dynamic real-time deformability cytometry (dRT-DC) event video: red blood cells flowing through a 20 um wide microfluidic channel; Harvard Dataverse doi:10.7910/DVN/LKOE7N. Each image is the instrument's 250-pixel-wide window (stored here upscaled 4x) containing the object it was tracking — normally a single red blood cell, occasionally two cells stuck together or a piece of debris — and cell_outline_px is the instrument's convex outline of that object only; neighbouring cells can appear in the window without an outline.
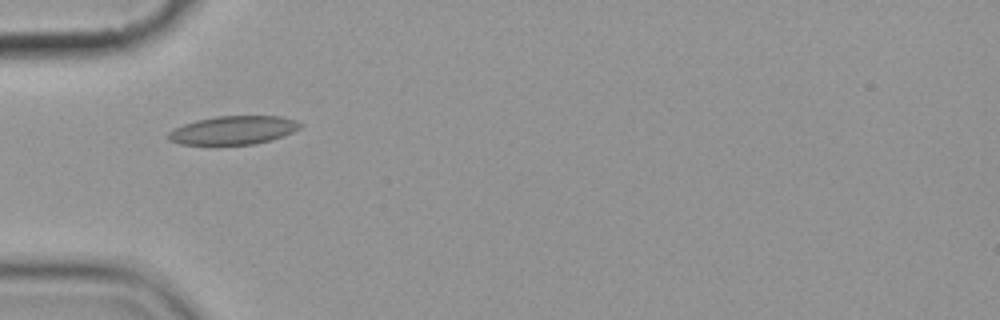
{"species": "common noctule bat (a hibernating species)", "species_latin": "Nyctalus noctula", "temperature_condition": "cold", "stored_images_in_passage": 15, "camera_frame_rate_fps": 3000, "um_per_image_px": 0.085, "animal": {"sex": "female", "body_mass_g": 19.9}, "frame": {"image": 1, "passage_image": 5, "time_ms": 5.333, "image_size_px": [1000, 320], "cell_outline_px": [[304, 124], [300, 128], [292, 132], [272, 140], [256, 144], [180, 144], [168, 140], [168, 132], [172, 128], [196, 120], [216, 116], [280, 116], [296, 120]], "centroid_in_image_um": [19.84, 11.06], "position_along_channel_um": 65.2, "area_um2": 21.96}}
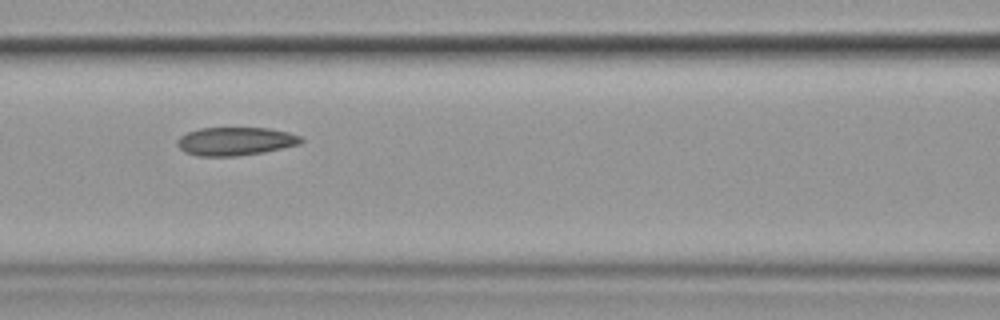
{"frame": {"image": 2, "passage_image": 7, "time_ms": 7.667, "image_size_px": [1000, 320], "cell_outline_px": [[304, 140], [300, 144], [264, 152], [236, 156], [196, 156], [184, 152], [176, 144], [176, 140], [180, 136], [188, 132], [200, 128], [268, 128], [288, 132], [300, 136]], "centroid_in_image_um": [19.98, 12.01], "position_along_channel_um": 146.6, "area_um2": 20.46}}
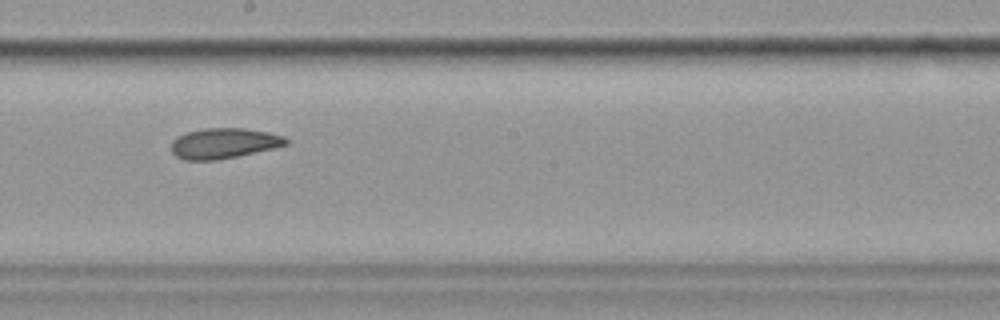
{"frame": {"image": 3, "passage_image": 9, "time_ms": 10.0, "image_size_px": [1000, 320], "cell_outline_px": [[288, 144], [272, 148], [236, 156], [216, 160], [184, 160], [176, 156], [172, 152], [172, 140], [176, 136], [188, 132], [204, 128], [244, 128], [268, 132], [284, 136], [288, 140]], "centroid_in_image_um": [19.0, 12.17], "position_along_channel_um": 229.2, "area_um2": 20.17}, "authors_computed_cell_mechanics": {"area_um2": 20.808, "velocity_mm_per_s": 3.5559, "shape_relaxation_time_tau1_ms": 6.2471, "shape_relaxation_time_tau2_ms": 5.7284, "deformation_change_tau1": 0.1128, "deformation_change_tau2": 0.0682}}